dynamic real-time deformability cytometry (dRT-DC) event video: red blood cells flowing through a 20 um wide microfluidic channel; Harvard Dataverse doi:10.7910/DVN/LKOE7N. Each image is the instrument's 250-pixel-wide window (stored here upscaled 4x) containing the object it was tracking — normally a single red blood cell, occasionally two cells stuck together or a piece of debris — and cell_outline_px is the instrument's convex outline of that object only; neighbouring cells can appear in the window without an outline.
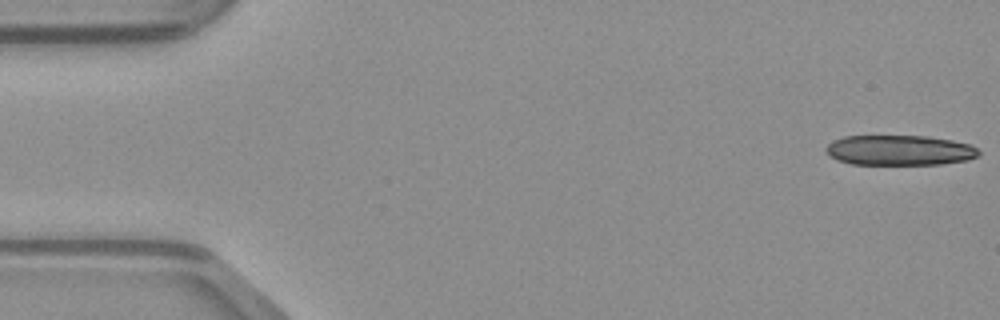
{"species": "common noctule bat (a hibernating species)", "species_latin": "Nyctalus noctula", "temperature_condition": "warm", "stored_images_in_passage": 16, "camera_frame_rate_fps": 3000, "um_per_image_px": 0.085, "animal": {"sex": "male", "body_mass_g": 23.1, "forearm_length_mm": 52.7}, "frame": {"image": 1, "passage_image": 1, "time_ms": 0.0, "image_size_px": [1000, 320], "cell_outline_px": [[980, 152], [976, 156], [968, 160], [940, 164], [852, 164], [836, 160], [824, 148], [832, 140], [844, 136], [928, 136], [952, 140], [972, 144]], "centroid_in_image_um": [76.46, 12.76], "position_along_channel_um": 8.5, "area_um2": 26.88}}